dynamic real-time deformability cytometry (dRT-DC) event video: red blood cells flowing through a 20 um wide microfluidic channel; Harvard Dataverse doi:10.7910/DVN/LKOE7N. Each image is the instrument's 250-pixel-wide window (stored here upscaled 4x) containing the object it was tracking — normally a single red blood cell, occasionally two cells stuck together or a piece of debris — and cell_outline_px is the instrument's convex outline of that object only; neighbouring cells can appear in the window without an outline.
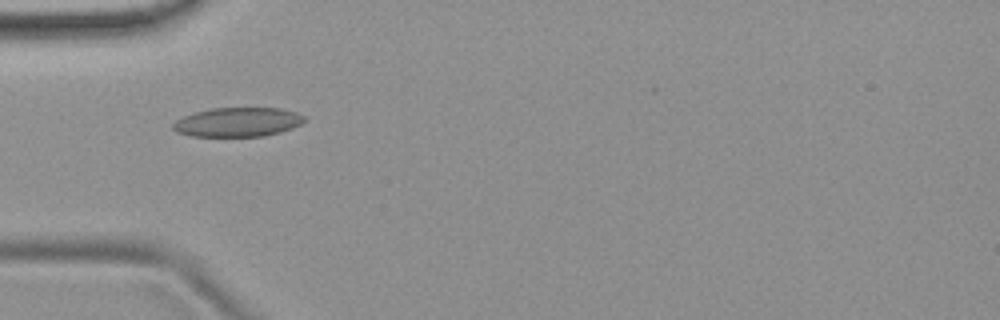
{"species": "common noctule bat (a hibernating species)", "species_latin": "Nyctalus noctula", "temperature_condition": "room temperature", "stored_images_in_passage": 52, "camera_frame_rate_fps": 3000, "um_per_image_px": 0.085, "animal": {"sex": "female", "body_mass_g": 19.9}, "frame": {"image": 1, "passage_image": 16, "time_ms": 5.0, "image_size_px": [1000, 320], "cell_outline_px": [[308, 120], [292, 128], [280, 132], [264, 136], [192, 136], [176, 132], [172, 128], [172, 124], [176, 120], [192, 112], [212, 108], [280, 108], [296, 112], [304, 116]], "centroid_in_image_um": [20.2, 10.37], "position_along_channel_um": 64.8, "area_um2": 22.48}}
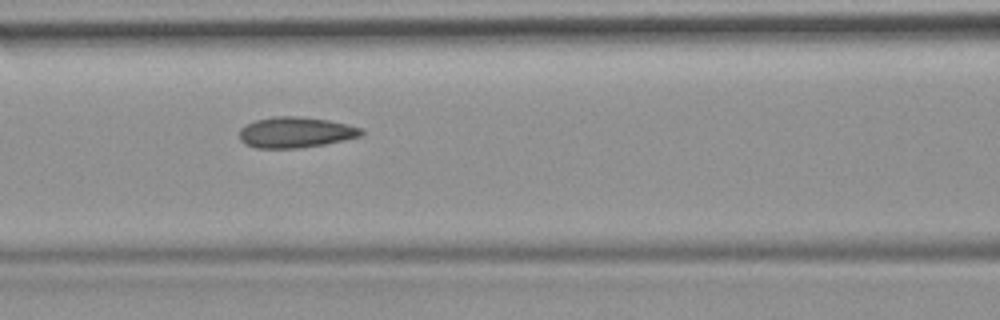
{"frame": {"image": 2, "passage_image": 22, "time_ms": 7.0, "image_size_px": [1000, 320], "cell_outline_px": [[364, 132], [360, 136], [344, 140], [324, 144], [300, 148], [256, 148], [244, 144], [240, 140], [240, 128], [256, 120], [272, 116], [300, 116], [328, 120], [348, 124], [360, 128]], "centroid_in_image_um": [25.11, 11.25], "position_along_channel_um": 141.5, "area_um2": 21.85}}
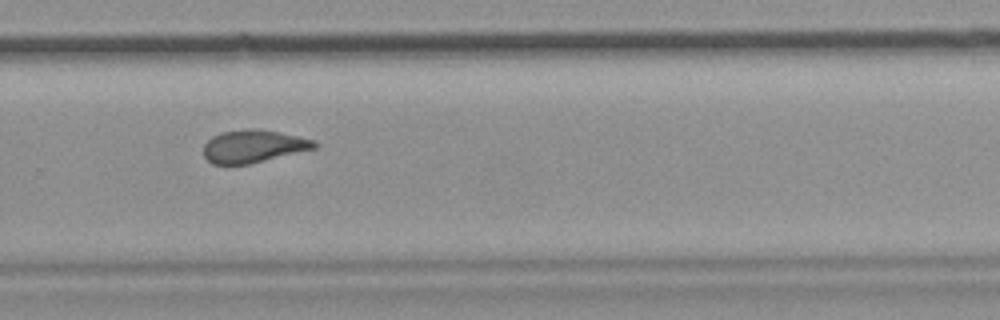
{"frame": {"image": 3, "passage_image": 35, "time_ms": 11.333, "image_size_px": [1000, 320], "cell_outline_px": [[316, 148], [248, 164], [212, 164], [204, 156], [204, 144], [212, 136], [220, 132], [248, 128], [256, 128], [316, 140]], "centroid_in_image_um": [21.5, 12.42], "position_along_channel_um": 308.3, "area_um2": 20.92}, "authors_computed_cell_mechanics": {"area_um2": 22.3397, "velocity_mm_per_s": 3.869, "shape_relaxation_time_tau1_ms": null, "shape_relaxation_time_tau2_ms": 2.7919, "deformation_change_tau1": null, "deformation_change_tau2": 0.0927}}